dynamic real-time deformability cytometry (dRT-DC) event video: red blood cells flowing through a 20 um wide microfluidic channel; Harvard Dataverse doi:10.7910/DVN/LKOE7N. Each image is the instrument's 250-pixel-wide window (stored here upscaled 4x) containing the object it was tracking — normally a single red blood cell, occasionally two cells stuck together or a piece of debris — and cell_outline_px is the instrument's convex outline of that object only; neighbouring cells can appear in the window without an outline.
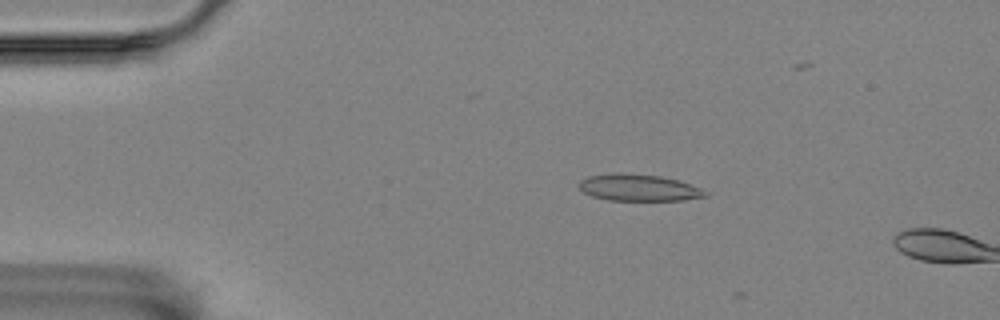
{"species": "Egyptian fruit bat (a non-hibernating species)", "species_latin": "Rousettus aegyptiacus", "temperature_condition": "room temperature", "stored_images_in_passage": 2, "camera_frame_rate_fps": 3000, "um_per_image_px": 0.085, "animal": {"sex": "female"}, "frame": {"image": 1, "passage_image": 1, "time_ms": 0.0, "image_size_px": [1000, 320], "cell_outline_px": [[708, 196], [684, 200], [608, 200], [592, 196], [584, 192], [576, 184], [580, 180], [588, 176], [616, 172], [620, 172], [660, 176], [676, 180], [700, 188], [708, 192]], "centroid_in_image_um": [54.24, 15.94], "position_along_channel_um": 30.8, "area_um2": 19.65}}